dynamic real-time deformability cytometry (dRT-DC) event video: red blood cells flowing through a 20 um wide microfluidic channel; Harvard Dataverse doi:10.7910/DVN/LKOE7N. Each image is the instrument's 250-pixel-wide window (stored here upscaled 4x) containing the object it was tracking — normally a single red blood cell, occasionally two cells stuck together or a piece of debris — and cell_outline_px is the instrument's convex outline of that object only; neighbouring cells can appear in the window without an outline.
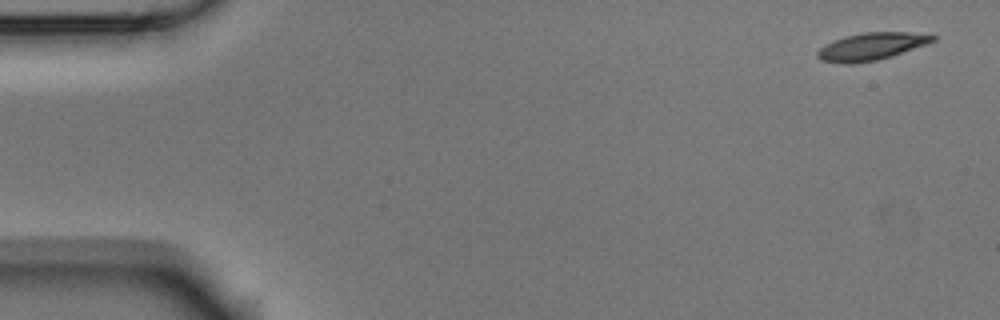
{"species": "Egyptian fruit bat (a non-hibernating species)", "species_latin": "Rousettus aegyptiacus", "temperature_condition": "room temperature", "stored_images_in_passage": 5, "camera_frame_rate_fps": 3000, "um_per_image_px": 0.085, "animal": {"sex": "male"}, "frame": {"image": 1, "passage_image": 1, "time_ms": 0.0, "image_size_px": [1000, 320], "cell_outline_px": [[936, 40], [892, 56], [876, 60], [852, 64], [844, 64], [820, 60], [816, 56], [816, 52], [820, 48], [844, 36], [864, 32], [908, 32], [936, 36]], "centroid_in_image_um": [74.03, 3.95], "position_along_channel_um": 11.0, "area_um2": 18.15}}
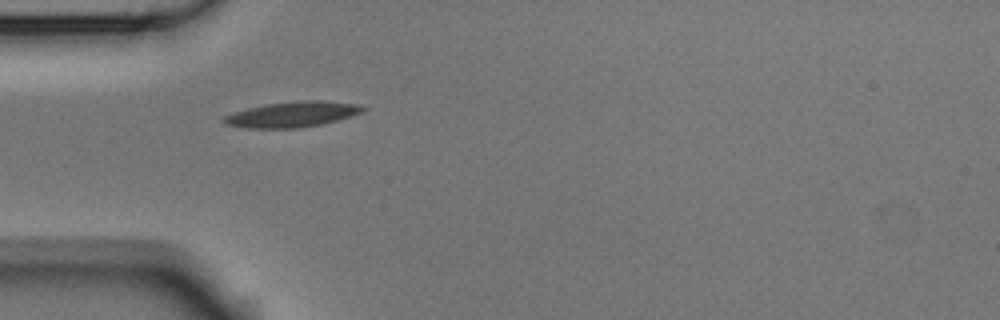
{"frame": {"image": 2, "passage_image": 5, "time_ms": 1.333, "image_size_px": [1000, 320], "cell_outline_px": [[368, 108], [364, 112], [336, 120], [320, 124], [300, 128], [248, 128], [224, 124], [220, 120], [224, 116], [248, 108], [268, 104], [304, 100], [316, 100], [356, 104]], "centroid_in_image_um": [24.84, 9.73], "position_along_channel_um": 60.2, "area_um2": 20.4}}